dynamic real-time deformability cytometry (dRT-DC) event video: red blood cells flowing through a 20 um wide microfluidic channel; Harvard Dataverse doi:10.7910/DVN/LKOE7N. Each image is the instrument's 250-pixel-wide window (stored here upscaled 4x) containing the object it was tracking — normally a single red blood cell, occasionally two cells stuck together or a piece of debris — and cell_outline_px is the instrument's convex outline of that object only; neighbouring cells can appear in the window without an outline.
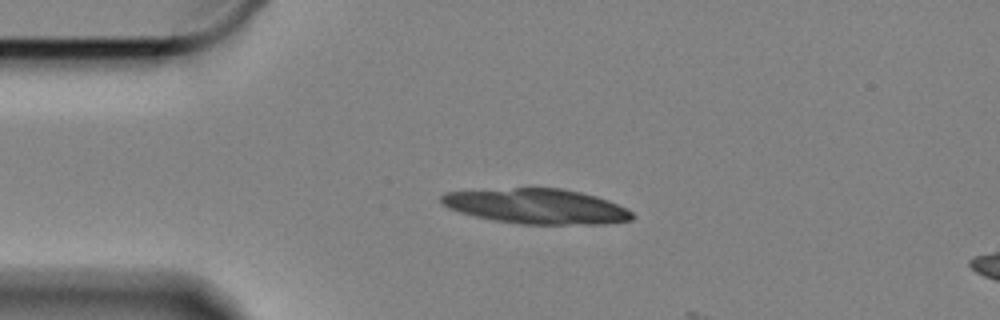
{"species": "Egyptian fruit bat (a non-hibernating species)", "species_latin": "Rousettus aegyptiacus", "temperature_condition": "cold", "stored_images_in_passage": 3, "camera_frame_rate_fps": 3000, "um_per_image_px": 0.085, "animal": {"sex": "female"}, "frame": {"image": 1, "passage_image": 1, "time_ms": 0.0, "image_size_px": [1000, 320], "cell_outline_px": [[632, 220], [608, 224], [520, 224], [496, 220], [476, 216], [460, 212], [448, 208], [440, 204], [440, 196], [444, 192], [516, 188], [560, 188], [580, 192], [596, 196], [608, 200], [632, 212]], "centroid_in_image_um": [45.59, 17.53], "position_along_channel_um": 39.4, "area_um2": 38.78}}